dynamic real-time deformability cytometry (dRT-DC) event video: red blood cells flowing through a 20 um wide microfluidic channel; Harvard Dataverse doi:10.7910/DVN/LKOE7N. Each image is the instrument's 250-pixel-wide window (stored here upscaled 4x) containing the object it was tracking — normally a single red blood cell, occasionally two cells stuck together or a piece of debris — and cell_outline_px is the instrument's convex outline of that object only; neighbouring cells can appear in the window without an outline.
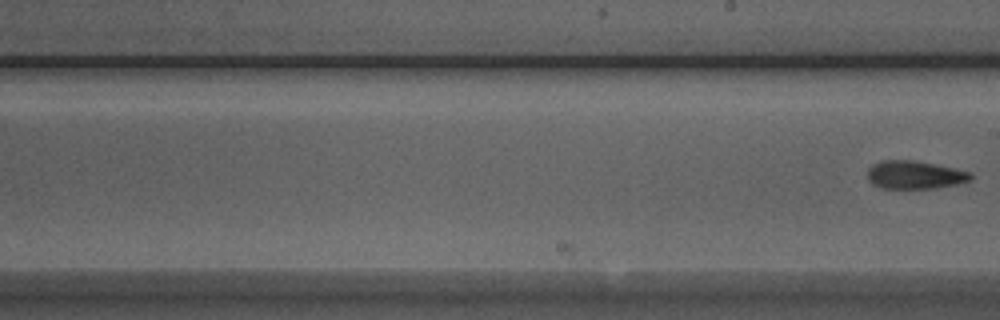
{"species": "Egyptian fruit bat (a non-hibernating species)", "species_latin": "Rousettus aegyptiacus", "temperature_condition": "room temperature", "stored_images_in_passage": 18, "camera_frame_rate_fps": 3000, "um_per_image_px": 0.085, "animal": {"sex": "male"}, "frame": {"image": 1, "passage_image": 18, "time_ms": 5.667, "image_size_px": [1000, 320], "cell_outline_px": [[972, 180], [956, 184], [936, 188], [880, 188], [872, 184], [868, 180], [868, 168], [872, 164], [880, 160], [912, 160], [956, 168], [972, 172]], "centroid_in_image_um": [77.75, 14.86], "position_along_channel_um": 211.3, "area_um2": 17.05}}